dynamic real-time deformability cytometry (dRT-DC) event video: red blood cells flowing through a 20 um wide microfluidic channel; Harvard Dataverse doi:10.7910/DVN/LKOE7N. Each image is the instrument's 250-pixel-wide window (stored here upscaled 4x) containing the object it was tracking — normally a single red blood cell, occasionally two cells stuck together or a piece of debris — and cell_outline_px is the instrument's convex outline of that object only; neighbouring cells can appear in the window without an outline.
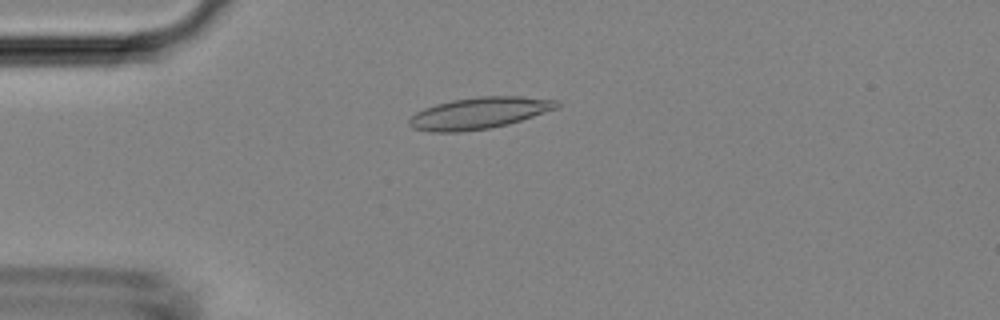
{"species": "Egyptian fruit bat (a non-hibernating species)", "species_latin": "Rousettus aegyptiacus", "temperature_condition": "room temperature", "stored_images_in_passage": 48, "camera_frame_rate_fps": 3000, "um_per_image_px": 0.085, "animal": {"sex": "female"}, "frame": {"image": 1, "passage_image": 12, "time_ms": 3.667, "image_size_px": [1000, 320], "cell_outline_px": [[560, 108], [508, 124], [488, 128], [460, 132], [428, 132], [412, 128], [408, 124], [408, 120], [416, 112], [424, 108], [436, 104], [452, 100], [480, 96], [520, 96], [556, 100], [560, 104]], "centroid_in_image_um": [40.72, 9.61], "position_along_channel_um": 44.3, "area_um2": 27.22}}
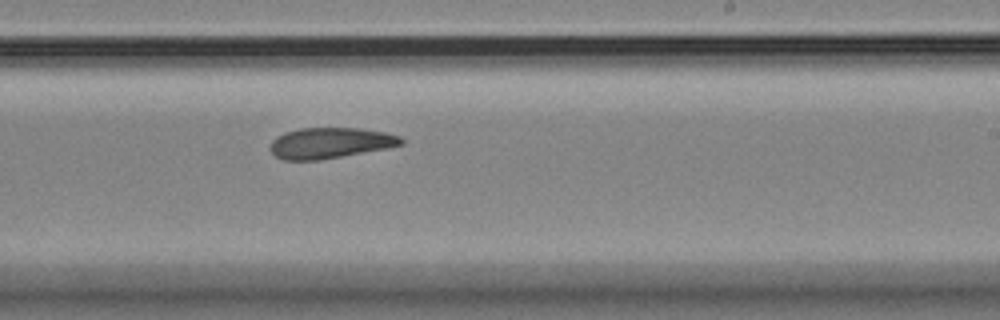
{"frame": {"image": 2, "passage_image": 29, "time_ms": 9.333, "image_size_px": [1000, 320], "cell_outline_px": [[404, 144], [388, 148], [320, 160], [280, 160], [268, 148], [272, 140], [276, 136], [284, 132], [300, 128], [356, 128], [384, 132], [400, 136], [404, 140]], "centroid_in_image_um": [28.03, 12.16], "position_along_channel_um": 261.0, "area_um2": 23.64}}
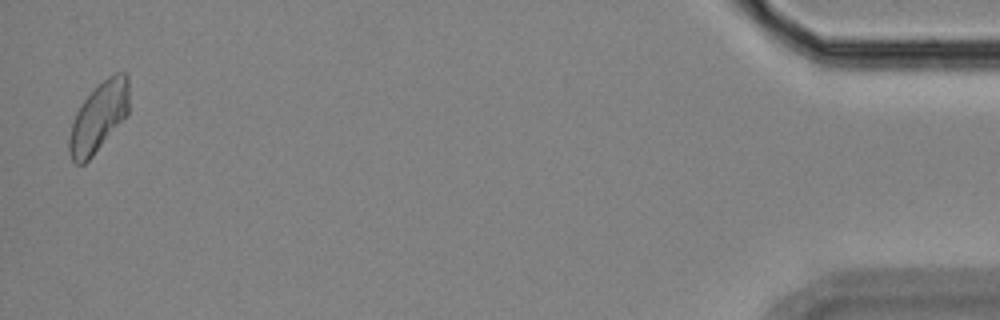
{"frame": {"image": 3, "passage_image": 47, "time_ms": 15.333, "image_size_px": [1000, 320], "cell_outline_px": [[128, 116], [92, 156], [84, 164], [76, 164], [72, 160], [68, 152], [68, 140], [72, 124], [76, 112], [84, 100], [108, 76], [116, 72], [128, 72]], "centroid_in_image_um": [8.4, 9.97], "position_along_channel_um": 426.8, "area_um2": 24.16}}